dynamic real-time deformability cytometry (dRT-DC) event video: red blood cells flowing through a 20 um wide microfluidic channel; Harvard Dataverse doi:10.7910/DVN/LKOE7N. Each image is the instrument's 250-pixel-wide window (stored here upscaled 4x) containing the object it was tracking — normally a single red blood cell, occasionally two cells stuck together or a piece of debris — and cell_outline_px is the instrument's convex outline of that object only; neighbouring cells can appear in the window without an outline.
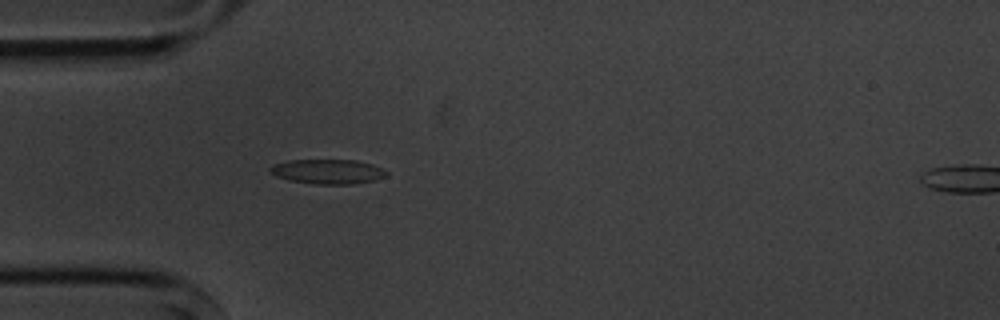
{"species": "common noctule bat (a hibernating species)", "species_latin": "Nyctalus noctula", "temperature_condition": "cold", "stored_images_in_passage": 4, "camera_frame_rate_fps": 3000, "um_per_image_px": 0.085, "animal": {"sex": "male", "body_mass_g": 20.1, "forearm_length_mm": 53.5}, "frame": {"image": 1, "passage_image": 3, "time_ms": 2.333, "image_size_px": [1000, 320], "cell_outline_px": [[388, 176], [376, 180], [352, 184], [316, 184], [288, 180], [276, 176], [268, 172], [268, 168], [272, 164], [288, 160], [356, 160], [372, 164], [388, 172]], "centroid_in_image_um": [27.83, 14.58], "position_along_channel_um": 57.2, "area_um2": 16.88}}